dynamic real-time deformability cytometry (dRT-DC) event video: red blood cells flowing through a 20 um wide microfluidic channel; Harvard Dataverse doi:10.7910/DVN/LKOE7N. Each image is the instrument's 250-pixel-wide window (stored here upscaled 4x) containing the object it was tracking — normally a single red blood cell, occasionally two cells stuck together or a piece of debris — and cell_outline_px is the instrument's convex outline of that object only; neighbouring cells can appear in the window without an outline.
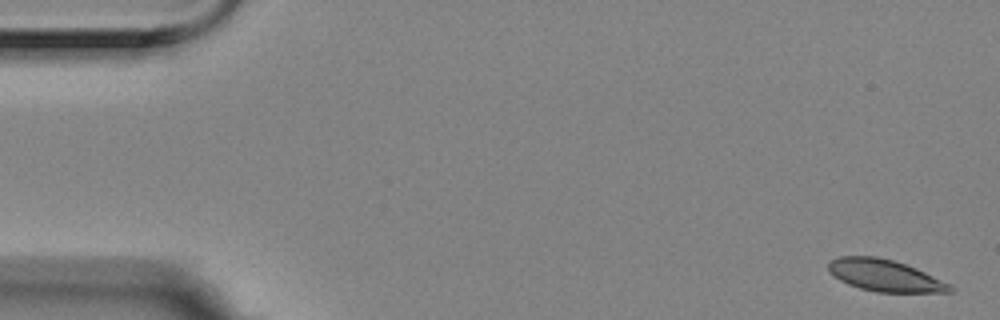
{"species": "Egyptian fruit bat (a non-hibernating species)", "species_latin": "Rousettus aegyptiacus", "temperature_condition": "room temperature", "stored_images_in_passage": 5, "camera_frame_rate_fps": 3000, "um_per_image_px": 0.085, "animal": {"sex": "female"}, "frame": {"image": 1, "passage_image": 1, "time_ms": 0.0, "image_size_px": [1000, 320], "cell_outline_px": [[956, 292], [876, 292], [860, 288], [848, 284], [840, 280], [828, 272], [828, 264], [832, 260], [840, 256], [876, 256], [892, 260], [916, 268], [956, 288]], "centroid_in_image_um": [75.19, 23.42], "position_along_channel_um": 9.8, "area_um2": 22.31}}